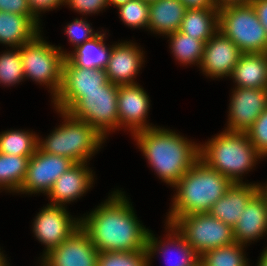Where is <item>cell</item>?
<instances>
[{
	"instance_id": "1",
	"label": "cell",
	"mask_w": 267,
	"mask_h": 266,
	"mask_svg": "<svg viewBox=\"0 0 267 266\" xmlns=\"http://www.w3.org/2000/svg\"><path fill=\"white\" fill-rule=\"evenodd\" d=\"M113 193L89 216L81 218L80 228L99 252L146 250L149 230L139 223L123 192Z\"/></svg>"
},
{
	"instance_id": "2",
	"label": "cell",
	"mask_w": 267,
	"mask_h": 266,
	"mask_svg": "<svg viewBox=\"0 0 267 266\" xmlns=\"http://www.w3.org/2000/svg\"><path fill=\"white\" fill-rule=\"evenodd\" d=\"M133 136L151 167L171 186L199 159L200 146L170 130L153 127Z\"/></svg>"
},
{
	"instance_id": "3",
	"label": "cell",
	"mask_w": 267,
	"mask_h": 266,
	"mask_svg": "<svg viewBox=\"0 0 267 266\" xmlns=\"http://www.w3.org/2000/svg\"><path fill=\"white\" fill-rule=\"evenodd\" d=\"M232 184L229 178L198 159L173 186L177 194L174 195L167 222L170 223L175 217L208 212Z\"/></svg>"
},
{
	"instance_id": "4",
	"label": "cell",
	"mask_w": 267,
	"mask_h": 266,
	"mask_svg": "<svg viewBox=\"0 0 267 266\" xmlns=\"http://www.w3.org/2000/svg\"><path fill=\"white\" fill-rule=\"evenodd\" d=\"M257 158L261 155L245 132L226 130L199 147V159L233 183L242 182L240 176L254 166Z\"/></svg>"
},
{
	"instance_id": "5",
	"label": "cell",
	"mask_w": 267,
	"mask_h": 266,
	"mask_svg": "<svg viewBox=\"0 0 267 266\" xmlns=\"http://www.w3.org/2000/svg\"><path fill=\"white\" fill-rule=\"evenodd\" d=\"M62 114L64 124L55 129L45 141L38 138V148L44 152L68 157L75 163H87L105 139L88 123L73 118L69 113Z\"/></svg>"
},
{
	"instance_id": "6",
	"label": "cell",
	"mask_w": 267,
	"mask_h": 266,
	"mask_svg": "<svg viewBox=\"0 0 267 266\" xmlns=\"http://www.w3.org/2000/svg\"><path fill=\"white\" fill-rule=\"evenodd\" d=\"M218 30L243 53H267V31L251 3L219 9Z\"/></svg>"
},
{
	"instance_id": "7",
	"label": "cell",
	"mask_w": 267,
	"mask_h": 266,
	"mask_svg": "<svg viewBox=\"0 0 267 266\" xmlns=\"http://www.w3.org/2000/svg\"><path fill=\"white\" fill-rule=\"evenodd\" d=\"M39 35L40 33L19 47L23 72L25 77L51 87L55 99L61 88L63 64L67 54L60 51V47L43 41Z\"/></svg>"
},
{
	"instance_id": "8",
	"label": "cell",
	"mask_w": 267,
	"mask_h": 266,
	"mask_svg": "<svg viewBox=\"0 0 267 266\" xmlns=\"http://www.w3.org/2000/svg\"><path fill=\"white\" fill-rule=\"evenodd\" d=\"M170 223L199 255L235 242L233 228L208 212L175 217Z\"/></svg>"
},
{
	"instance_id": "9",
	"label": "cell",
	"mask_w": 267,
	"mask_h": 266,
	"mask_svg": "<svg viewBox=\"0 0 267 266\" xmlns=\"http://www.w3.org/2000/svg\"><path fill=\"white\" fill-rule=\"evenodd\" d=\"M117 96L118 85L108 82L100 90L82 92V99L68 113L106 138L109 130L119 127Z\"/></svg>"
},
{
	"instance_id": "10",
	"label": "cell",
	"mask_w": 267,
	"mask_h": 266,
	"mask_svg": "<svg viewBox=\"0 0 267 266\" xmlns=\"http://www.w3.org/2000/svg\"><path fill=\"white\" fill-rule=\"evenodd\" d=\"M108 82L105 69L78 67L66 57L61 88L53 101L57 111L68 113L82 99V92L100 90Z\"/></svg>"
},
{
	"instance_id": "11",
	"label": "cell",
	"mask_w": 267,
	"mask_h": 266,
	"mask_svg": "<svg viewBox=\"0 0 267 266\" xmlns=\"http://www.w3.org/2000/svg\"><path fill=\"white\" fill-rule=\"evenodd\" d=\"M74 164L68 157L44 153L38 148L29 160L19 192L48 194L54 182Z\"/></svg>"
},
{
	"instance_id": "12",
	"label": "cell",
	"mask_w": 267,
	"mask_h": 266,
	"mask_svg": "<svg viewBox=\"0 0 267 266\" xmlns=\"http://www.w3.org/2000/svg\"><path fill=\"white\" fill-rule=\"evenodd\" d=\"M64 205L49 204L38 213L33 223V232L40 242L46 245L47 254L57 248L80 228V220H71Z\"/></svg>"
},
{
	"instance_id": "13",
	"label": "cell",
	"mask_w": 267,
	"mask_h": 266,
	"mask_svg": "<svg viewBox=\"0 0 267 266\" xmlns=\"http://www.w3.org/2000/svg\"><path fill=\"white\" fill-rule=\"evenodd\" d=\"M99 251L79 228L57 248L44 254L43 266H98Z\"/></svg>"
},
{
	"instance_id": "14",
	"label": "cell",
	"mask_w": 267,
	"mask_h": 266,
	"mask_svg": "<svg viewBox=\"0 0 267 266\" xmlns=\"http://www.w3.org/2000/svg\"><path fill=\"white\" fill-rule=\"evenodd\" d=\"M229 109V132H246L267 108V88H238L232 92Z\"/></svg>"
},
{
	"instance_id": "15",
	"label": "cell",
	"mask_w": 267,
	"mask_h": 266,
	"mask_svg": "<svg viewBox=\"0 0 267 266\" xmlns=\"http://www.w3.org/2000/svg\"><path fill=\"white\" fill-rule=\"evenodd\" d=\"M242 51L220 30L206 43L200 63L207 76L221 78L230 76Z\"/></svg>"
},
{
	"instance_id": "16",
	"label": "cell",
	"mask_w": 267,
	"mask_h": 266,
	"mask_svg": "<svg viewBox=\"0 0 267 266\" xmlns=\"http://www.w3.org/2000/svg\"><path fill=\"white\" fill-rule=\"evenodd\" d=\"M149 105V96L138 84L119 85L117 96L119 126L129 127V130H133V134L153 128L146 124Z\"/></svg>"
},
{
	"instance_id": "17",
	"label": "cell",
	"mask_w": 267,
	"mask_h": 266,
	"mask_svg": "<svg viewBox=\"0 0 267 266\" xmlns=\"http://www.w3.org/2000/svg\"><path fill=\"white\" fill-rule=\"evenodd\" d=\"M108 64L105 68L108 81L115 85L136 84L132 79L143 64V52L133 43L112 45Z\"/></svg>"
},
{
	"instance_id": "18",
	"label": "cell",
	"mask_w": 267,
	"mask_h": 266,
	"mask_svg": "<svg viewBox=\"0 0 267 266\" xmlns=\"http://www.w3.org/2000/svg\"><path fill=\"white\" fill-rule=\"evenodd\" d=\"M258 193V184L233 183L208 213L234 227L249 201Z\"/></svg>"
},
{
	"instance_id": "19",
	"label": "cell",
	"mask_w": 267,
	"mask_h": 266,
	"mask_svg": "<svg viewBox=\"0 0 267 266\" xmlns=\"http://www.w3.org/2000/svg\"><path fill=\"white\" fill-rule=\"evenodd\" d=\"M85 166V163H75L54 182L47 194L53 201L52 205L62 206L65 202L76 200L91 188L93 174Z\"/></svg>"
},
{
	"instance_id": "20",
	"label": "cell",
	"mask_w": 267,
	"mask_h": 266,
	"mask_svg": "<svg viewBox=\"0 0 267 266\" xmlns=\"http://www.w3.org/2000/svg\"><path fill=\"white\" fill-rule=\"evenodd\" d=\"M232 228L234 241L241 245L255 241L267 232V203L259 192L249 201Z\"/></svg>"
},
{
	"instance_id": "21",
	"label": "cell",
	"mask_w": 267,
	"mask_h": 266,
	"mask_svg": "<svg viewBox=\"0 0 267 266\" xmlns=\"http://www.w3.org/2000/svg\"><path fill=\"white\" fill-rule=\"evenodd\" d=\"M230 76L238 88H267V53H242Z\"/></svg>"
},
{
	"instance_id": "22",
	"label": "cell",
	"mask_w": 267,
	"mask_h": 266,
	"mask_svg": "<svg viewBox=\"0 0 267 266\" xmlns=\"http://www.w3.org/2000/svg\"><path fill=\"white\" fill-rule=\"evenodd\" d=\"M180 0H157L149 4L148 29L169 35L180 29L186 12Z\"/></svg>"
},
{
	"instance_id": "23",
	"label": "cell",
	"mask_w": 267,
	"mask_h": 266,
	"mask_svg": "<svg viewBox=\"0 0 267 266\" xmlns=\"http://www.w3.org/2000/svg\"><path fill=\"white\" fill-rule=\"evenodd\" d=\"M38 33L39 26L28 16L0 11V43L19 48Z\"/></svg>"
},
{
	"instance_id": "24",
	"label": "cell",
	"mask_w": 267,
	"mask_h": 266,
	"mask_svg": "<svg viewBox=\"0 0 267 266\" xmlns=\"http://www.w3.org/2000/svg\"><path fill=\"white\" fill-rule=\"evenodd\" d=\"M219 10L216 7L187 9L179 31L207 42L217 31Z\"/></svg>"
},
{
	"instance_id": "25",
	"label": "cell",
	"mask_w": 267,
	"mask_h": 266,
	"mask_svg": "<svg viewBox=\"0 0 267 266\" xmlns=\"http://www.w3.org/2000/svg\"><path fill=\"white\" fill-rule=\"evenodd\" d=\"M105 34H98L93 39L82 43L75 48V53H67V58L76 66L82 68L105 69L111 48H106L104 41Z\"/></svg>"
},
{
	"instance_id": "26",
	"label": "cell",
	"mask_w": 267,
	"mask_h": 266,
	"mask_svg": "<svg viewBox=\"0 0 267 266\" xmlns=\"http://www.w3.org/2000/svg\"><path fill=\"white\" fill-rule=\"evenodd\" d=\"M167 224L169 228H171L170 231H172V234L169 235L170 240L168 239L169 242H167V246L164 245L163 242L161 241L157 242L158 239L154 237L153 234L149 231V235L147 238V246H146L148 261H150L152 254L156 253L157 250L163 253H166L167 251L166 247L169 249L168 244L170 245L172 243V246L174 247L176 246L178 249L177 251H179L181 254H179V258H178L179 260L177 259L176 261H174L173 264H171V266H197L199 265L200 255L187 243L185 237L178 231V229H176L171 223H167ZM159 248L161 249L159 250ZM169 260L170 259H168V263H170Z\"/></svg>"
},
{
	"instance_id": "27",
	"label": "cell",
	"mask_w": 267,
	"mask_h": 266,
	"mask_svg": "<svg viewBox=\"0 0 267 266\" xmlns=\"http://www.w3.org/2000/svg\"><path fill=\"white\" fill-rule=\"evenodd\" d=\"M31 157L0 153V188L19 192Z\"/></svg>"
},
{
	"instance_id": "28",
	"label": "cell",
	"mask_w": 267,
	"mask_h": 266,
	"mask_svg": "<svg viewBox=\"0 0 267 266\" xmlns=\"http://www.w3.org/2000/svg\"><path fill=\"white\" fill-rule=\"evenodd\" d=\"M168 36L172 53L178 61L183 64L197 62L200 65L206 42L184 34L179 30Z\"/></svg>"
},
{
	"instance_id": "29",
	"label": "cell",
	"mask_w": 267,
	"mask_h": 266,
	"mask_svg": "<svg viewBox=\"0 0 267 266\" xmlns=\"http://www.w3.org/2000/svg\"><path fill=\"white\" fill-rule=\"evenodd\" d=\"M38 149V138L33 133L19 130L0 134V153L31 157Z\"/></svg>"
},
{
	"instance_id": "30",
	"label": "cell",
	"mask_w": 267,
	"mask_h": 266,
	"mask_svg": "<svg viewBox=\"0 0 267 266\" xmlns=\"http://www.w3.org/2000/svg\"><path fill=\"white\" fill-rule=\"evenodd\" d=\"M243 246L234 242L231 245L210 249L200 255L201 266H248L243 255Z\"/></svg>"
},
{
	"instance_id": "31",
	"label": "cell",
	"mask_w": 267,
	"mask_h": 266,
	"mask_svg": "<svg viewBox=\"0 0 267 266\" xmlns=\"http://www.w3.org/2000/svg\"><path fill=\"white\" fill-rule=\"evenodd\" d=\"M147 250L99 252L98 266H149Z\"/></svg>"
},
{
	"instance_id": "32",
	"label": "cell",
	"mask_w": 267,
	"mask_h": 266,
	"mask_svg": "<svg viewBox=\"0 0 267 266\" xmlns=\"http://www.w3.org/2000/svg\"><path fill=\"white\" fill-rule=\"evenodd\" d=\"M16 51V52H15ZM0 55V83L12 85L24 79L20 48Z\"/></svg>"
},
{
	"instance_id": "33",
	"label": "cell",
	"mask_w": 267,
	"mask_h": 266,
	"mask_svg": "<svg viewBox=\"0 0 267 266\" xmlns=\"http://www.w3.org/2000/svg\"><path fill=\"white\" fill-rule=\"evenodd\" d=\"M121 20L135 28L147 27L149 23V4L142 0H131L117 7Z\"/></svg>"
},
{
	"instance_id": "34",
	"label": "cell",
	"mask_w": 267,
	"mask_h": 266,
	"mask_svg": "<svg viewBox=\"0 0 267 266\" xmlns=\"http://www.w3.org/2000/svg\"><path fill=\"white\" fill-rule=\"evenodd\" d=\"M245 133L257 152L263 157L267 156V108Z\"/></svg>"
},
{
	"instance_id": "35",
	"label": "cell",
	"mask_w": 267,
	"mask_h": 266,
	"mask_svg": "<svg viewBox=\"0 0 267 266\" xmlns=\"http://www.w3.org/2000/svg\"><path fill=\"white\" fill-rule=\"evenodd\" d=\"M86 22L87 21H84L83 19H75L66 27L67 29L65 30V33L69 36V41L75 45V48L98 35V33H93L90 24Z\"/></svg>"
},
{
	"instance_id": "36",
	"label": "cell",
	"mask_w": 267,
	"mask_h": 266,
	"mask_svg": "<svg viewBox=\"0 0 267 266\" xmlns=\"http://www.w3.org/2000/svg\"><path fill=\"white\" fill-rule=\"evenodd\" d=\"M0 11L28 16L37 26L39 21L32 15L27 0H0Z\"/></svg>"
},
{
	"instance_id": "37",
	"label": "cell",
	"mask_w": 267,
	"mask_h": 266,
	"mask_svg": "<svg viewBox=\"0 0 267 266\" xmlns=\"http://www.w3.org/2000/svg\"><path fill=\"white\" fill-rule=\"evenodd\" d=\"M65 3L80 13H96L109 5L108 0H65Z\"/></svg>"
},
{
	"instance_id": "38",
	"label": "cell",
	"mask_w": 267,
	"mask_h": 266,
	"mask_svg": "<svg viewBox=\"0 0 267 266\" xmlns=\"http://www.w3.org/2000/svg\"><path fill=\"white\" fill-rule=\"evenodd\" d=\"M32 15L38 20L39 16L37 14H40L39 11H46L50 10L52 8H56L60 6L61 4L65 3V0H27ZM39 12V13H38Z\"/></svg>"
},
{
	"instance_id": "39",
	"label": "cell",
	"mask_w": 267,
	"mask_h": 266,
	"mask_svg": "<svg viewBox=\"0 0 267 266\" xmlns=\"http://www.w3.org/2000/svg\"><path fill=\"white\" fill-rule=\"evenodd\" d=\"M260 23L265 27L267 31V0H251Z\"/></svg>"
},
{
	"instance_id": "40",
	"label": "cell",
	"mask_w": 267,
	"mask_h": 266,
	"mask_svg": "<svg viewBox=\"0 0 267 266\" xmlns=\"http://www.w3.org/2000/svg\"><path fill=\"white\" fill-rule=\"evenodd\" d=\"M186 9L215 7L213 0H180Z\"/></svg>"
},
{
	"instance_id": "41",
	"label": "cell",
	"mask_w": 267,
	"mask_h": 266,
	"mask_svg": "<svg viewBox=\"0 0 267 266\" xmlns=\"http://www.w3.org/2000/svg\"><path fill=\"white\" fill-rule=\"evenodd\" d=\"M215 7L219 10L230 5L251 3V0H213Z\"/></svg>"
},
{
	"instance_id": "42",
	"label": "cell",
	"mask_w": 267,
	"mask_h": 266,
	"mask_svg": "<svg viewBox=\"0 0 267 266\" xmlns=\"http://www.w3.org/2000/svg\"><path fill=\"white\" fill-rule=\"evenodd\" d=\"M258 266H267V249L262 253Z\"/></svg>"
},
{
	"instance_id": "43",
	"label": "cell",
	"mask_w": 267,
	"mask_h": 266,
	"mask_svg": "<svg viewBox=\"0 0 267 266\" xmlns=\"http://www.w3.org/2000/svg\"><path fill=\"white\" fill-rule=\"evenodd\" d=\"M258 192L261 194V196L265 199L267 203V186H261L258 184Z\"/></svg>"
},
{
	"instance_id": "44",
	"label": "cell",
	"mask_w": 267,
	"mask_h": 266,
	"mask_svg": "<svg viewBox=\"0 0 267 266\" xmlns=\"http://www.w3.org/2000/svg\"><path fill=\"white\" fill-rule=\"evenodd\" d=\"M128 1L131 0H108L109 5L113 4L116 7H119L120 5L126 4Z\"/></svg>"
},
{
	"instance_id": "45",
	"label": "cell",
	"mask_w": 267,
	"mask_h": 266,
	"mask_svg": "<svg viewBox=\"0 0 267 266\" xmlns=\"http://www.w3.org/2000/svg\"><path fill=\"white\" fill-rule=\"evenodd\" d=\"M0 266H7L6 259L4 258L1 252H0Z\"/></svg>"
},
{
	"instance_id": "46",
	"label": "cell",
	"mask_w": 267,
	"mask_h": 266,
	"mask_svg": "<svg viewBox=\"0 0 267 266\" xmlns=\"http://www.w3.org/2000/svg\"><path fill=\"white\" fill-rule=\"evenodd\" d=\"M143 2H146V3H148V4H150V3H152V2H155V1H157V0H142Z\"/></svg>"
}]
</instances>
